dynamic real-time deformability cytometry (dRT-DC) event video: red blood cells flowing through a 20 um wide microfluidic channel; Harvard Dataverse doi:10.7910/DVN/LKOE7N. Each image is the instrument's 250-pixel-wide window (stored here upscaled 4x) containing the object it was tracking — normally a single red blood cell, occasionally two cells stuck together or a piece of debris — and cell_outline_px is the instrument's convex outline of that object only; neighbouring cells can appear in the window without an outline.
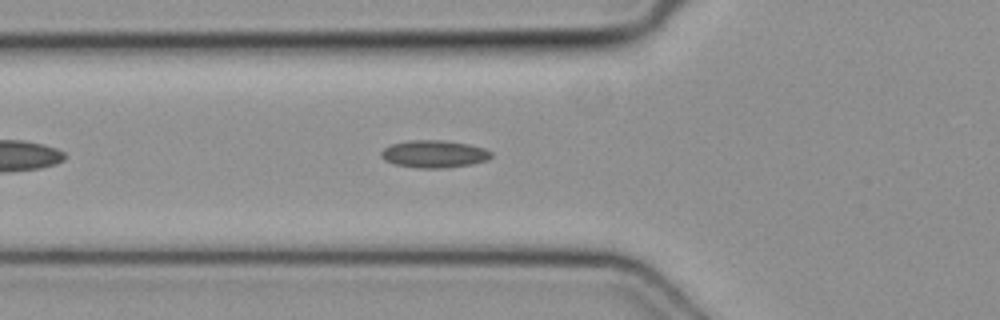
{"species": "common noctule bat (a hibernating species)", "species_latin": "Nyctalus noctula", "temperature_condition": "cold", "stored_images_in_passage": 39, "camera_frame_rate_fps": 3000, "um_per_image_px": 0.085, "animal": {"sex": "female", "body_mass_g": 19.3, "forearm_length_mm": 54.1}, "frame": {"image": 1, "passage_image": 7, "time_ms": 2.0, "image_size_px": [1000, 320], "cell_outline_px": [[492, 156], [488, 160], [472, 164], [448, 168], [416, 168], [396, 164], [384, 160], [380, 156], [380, 152], [384, 148], [392, 144], [412, 140], [444, 140], [468, 144], [484, 148], [492, 152]], "centroid_in_image_um": [36.91, 13.09], "position_along_channel_um": 88.9, "area_um2": 17.69}}
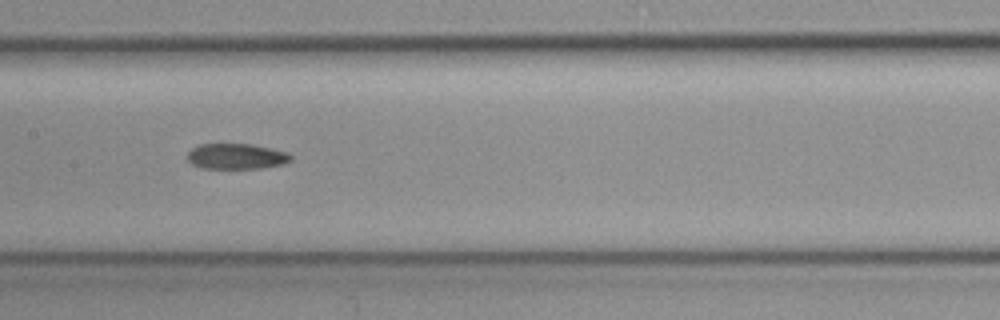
{"frame": {"image": 2, "passage_image": 14, "time_ms": 4.333, "image_size_px": [1000, 320], "cell_outline_px": [[292, 160], [284, 164], [260, 168], [200, 168], [192, 164], [188, 160], [188, 152], [192, 148], [200, 144], [248, 144], [288, 152], [292, 156]], "centroid_in_image_um": [20.09, 13.29], "position_along_channel_um": 187.3, "area_um2": 15.32}}
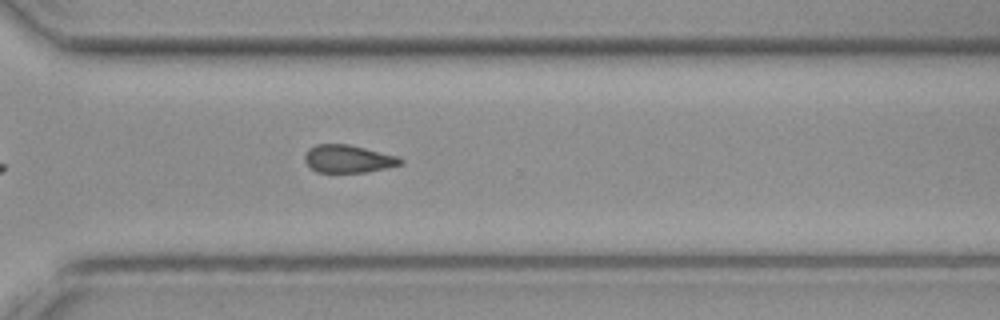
{"frame": {"image": 3, "passage_image": 25, "time_ms": 8.0, "image_size_px": [1000, 320], "cell_outline_px": [[404, 160], [400, 164], [388, 168], [364, 172], [316, 172], [304, 160], [304, 156], [308, 148], [316, 144], [348, 144], [400, 156]], "centroid_in_image_um": [29.61, 13.49], "position_along_channel_um": 341.0, "area_um2": 15.55}}